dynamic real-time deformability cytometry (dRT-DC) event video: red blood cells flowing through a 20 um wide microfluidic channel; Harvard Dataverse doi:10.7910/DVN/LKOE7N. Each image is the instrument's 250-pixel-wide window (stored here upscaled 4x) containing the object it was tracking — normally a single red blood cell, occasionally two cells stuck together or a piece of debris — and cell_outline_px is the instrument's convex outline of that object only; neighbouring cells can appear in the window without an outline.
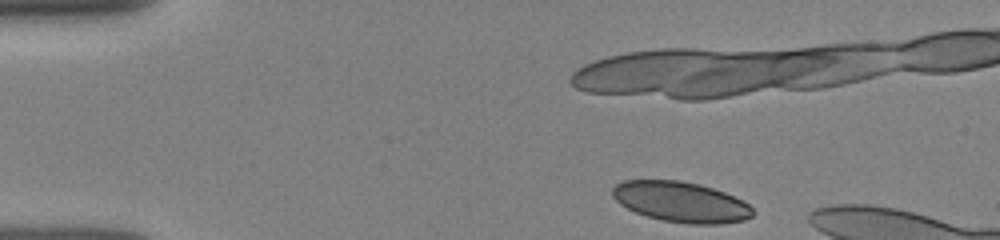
{"species": "human", "species_latin": "Homo sapiens", "temperature_condition": "room temperature", "stored_images_in_passage": 10, "camera_frame_rate_fps": 3000, "um_per_image_px": 0.085, "donor": {"sex": "female"}, "frame": {"image": 1, "passage_image": 1, "time_ms": 0.0, "image_size_px": [1000, 240], "cell_outline_px": [[756, 212], [752, 216], [744, 220], [720, 224], [688, 224], [664, 220], [648, 216], [636, 212], [620, 204], [612, 196], [612, 188], [616, 184], [624, 180], [680, 180], [700, 184], [724, 192], [744, 200]], "centroid_in_image_um": [57.9, 17.16], "position_along_channel_um": 27.1, "area_um2": 33.12}}